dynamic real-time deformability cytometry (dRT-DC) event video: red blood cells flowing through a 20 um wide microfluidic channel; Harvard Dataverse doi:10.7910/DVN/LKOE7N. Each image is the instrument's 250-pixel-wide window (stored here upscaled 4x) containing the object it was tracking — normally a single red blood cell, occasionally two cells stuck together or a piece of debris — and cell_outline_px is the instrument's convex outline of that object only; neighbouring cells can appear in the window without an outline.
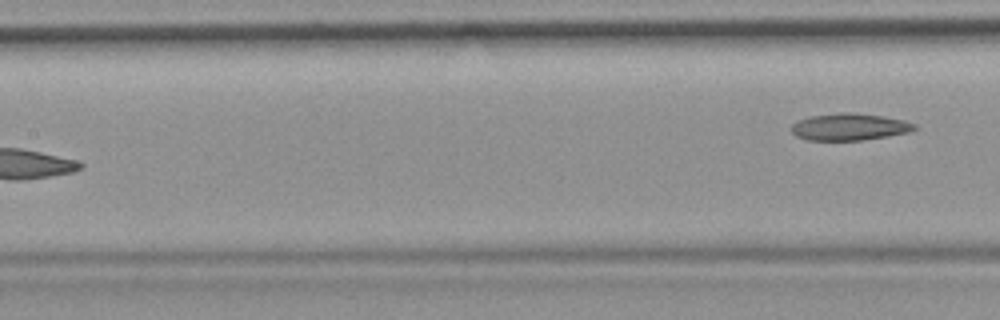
{"species": "common noctule bat (a hibernating species)", "species_latin": "Nyctalus noctula", "temperature_condition": "room temperature", "stored_images_in_passage": 7, "segment_of_instrument_passage": [2, 2], "camera_frame_rate_fps": 3000, "um_per_image_px": 0.085, "animal": {"sex": "female", "body_mass_g": 19.9}, "frame": {"image": 1, "passage_image": 7, "time_ms": 8.0, "image_size_px": [1000, 320], "cell_outline_px": [[916, 128], [908, 132], [888, 136], [864, 140], [804, 140], [796, 136], [788, 128], [796, 120], [808, 116], [840, 112], [848, 112], [884, 116], [904, 120], [916, 124]], "centroid_in_image_um": [72.13, 10.78], "position_along_channel_um": 135.3, "area_um2": 19.59}}